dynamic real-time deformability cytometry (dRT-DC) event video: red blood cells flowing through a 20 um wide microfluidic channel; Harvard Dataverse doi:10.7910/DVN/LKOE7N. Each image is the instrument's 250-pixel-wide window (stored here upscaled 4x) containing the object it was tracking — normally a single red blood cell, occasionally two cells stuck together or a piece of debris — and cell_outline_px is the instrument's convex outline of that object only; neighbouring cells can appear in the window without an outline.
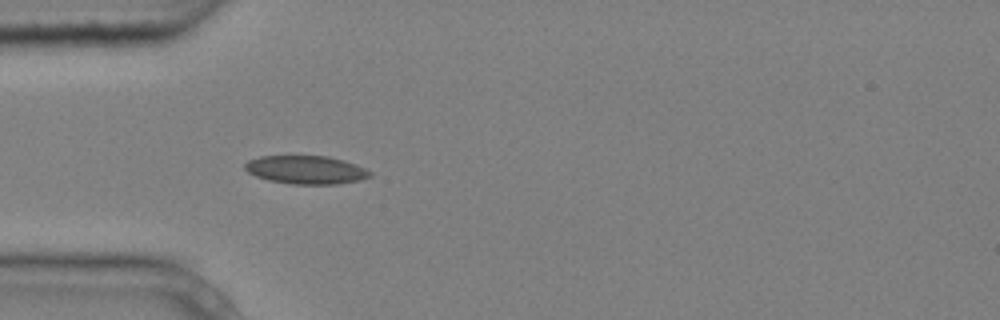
{"species": "common noctule bat (a hibernating species)", "species_latin": "Nyctalus noctula", "temperature_condition": "cold", "stored_images_in_passage": 3, "camera_frame_rate_fps": 3000, "um_per_image_px": 0.085, "animal": {"sex": "male", "body_mass_g": 20.4}, "frame": {"image": 1, "passage_image": 3, "time_ms": 0.667, "image_size_px": [1000, 320], "cell_outline_px": [[372, 176], [360, 180], [336, 184], [292, 184], [268, 180], [256, 176], [248, 172], [244, 168], [244, 164], [248, 160], [260, 156], [328, 156], [344, 160], [356, 164], [372, 172]], "centroid_in_image_um": [26.01, 14.43], "position_along_channel_um": 59.0, "area_um2": 20.69}}